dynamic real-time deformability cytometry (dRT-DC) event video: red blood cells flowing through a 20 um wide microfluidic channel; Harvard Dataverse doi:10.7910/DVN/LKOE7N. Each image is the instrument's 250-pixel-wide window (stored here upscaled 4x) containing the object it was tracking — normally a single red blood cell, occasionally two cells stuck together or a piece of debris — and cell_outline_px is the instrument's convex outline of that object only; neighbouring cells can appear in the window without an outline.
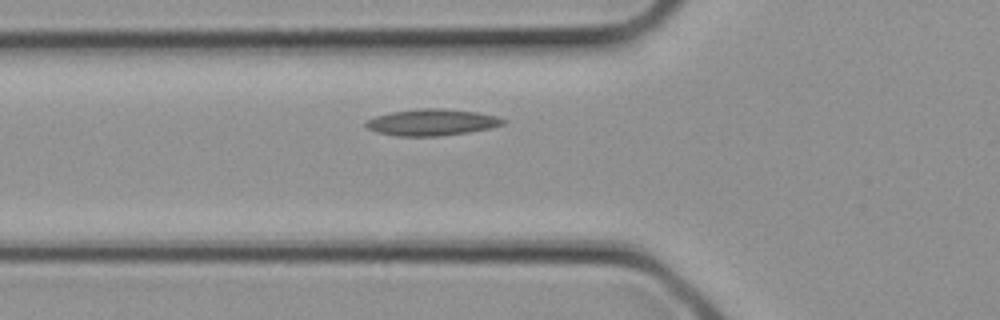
{"species": "common noctule bat (a hibernating species)", "species_latin": "Nyctalus noctula", "temperature_condition": "cold", "stored_images_in_passage": 6, "camera_frame_rate_fps": 3000, "um_per_image_px": 0.085, "animal": {"sex": "female", "body_mass_g": 21.9}, "frame": {"image": 1, "passage_image": 5, "time_ms": 1.333, "image_size_px": [1000, 320], "cell_outline_px": [[508, 120], [504, 124], [488, 128], [468, 132], [436, 136], [396, 136], [376, 132], [368, 128], [364, 124], [368, 120], [376, 116], [392, 112], [420, 108], [444, 108], [476, 112], [496, 116]], "centroid_in_image_um": [36.71, 10.39], "position_along_channel_um": 89.1, "area_um2": 21.04}}